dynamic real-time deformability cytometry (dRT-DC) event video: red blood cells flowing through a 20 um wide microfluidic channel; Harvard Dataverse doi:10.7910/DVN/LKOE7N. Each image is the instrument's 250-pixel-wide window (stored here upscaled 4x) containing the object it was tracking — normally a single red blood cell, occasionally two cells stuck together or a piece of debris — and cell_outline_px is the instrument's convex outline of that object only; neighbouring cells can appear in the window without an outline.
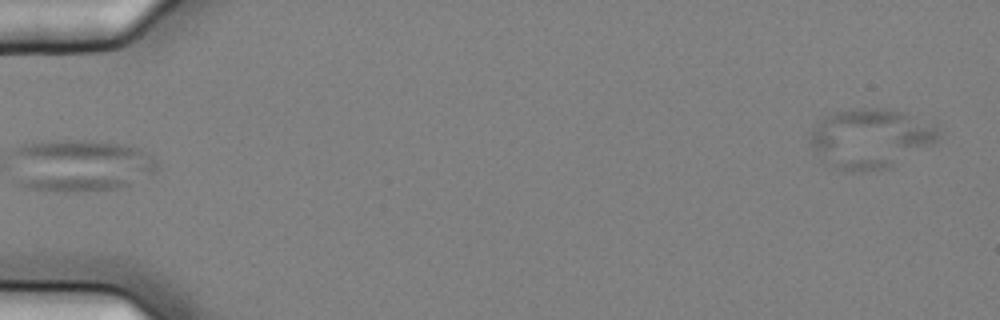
{"species": "common noctule bat (a hibernating species)", "species_latin": "Nyctalus noctula", "temperature_condition": "cold", "stored_images_in_passage": 31, "camera_frame_rate_fps": 3000, "um_per_image_px": 0.085, "animal": {"sex": "female", "body_mass_g": 25.1}, "frame": {"image": 1, "passage_image": 2, "time_ms": 0.333, "image_size_px": [1000, 320], "cell_outline_px": [[940, 132], [936, 140], [932, 144], [892, 168], [860, 172], [844, 172], [824, 164], [808, 140], [808, 136], [812, 128], [820, 120], [836, 112], [856, 108], [888, 108], [904, 112], [936, 124], [940, 128]], "centroid_in_image_um": [73.99, 11.78], "position_along_channel_um": 11.0, "area_um2": 45.26}}
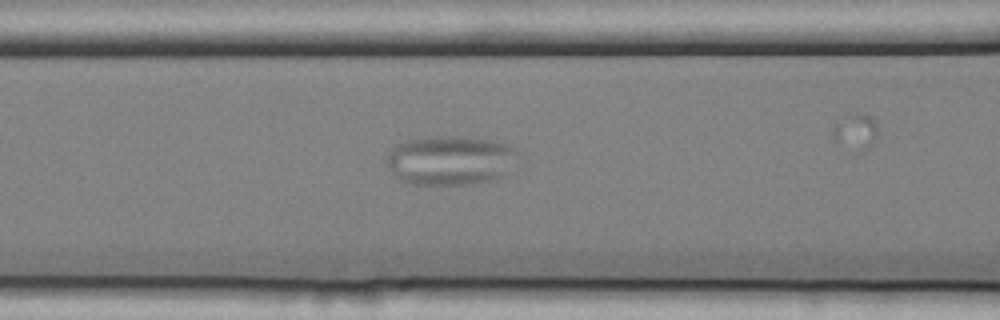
{"frame": {"image": 2, "passage_image": 24, "time_ms": 7.667, "image_size_px": [1000, 320], "cell_outline_px": [[520, 156], [504, 176], [496, 180], [472, 184], [408, 184], [400, 180], [396, 176], [384, 160], [392, 148], [396, 144], [408, 140], [452, 136], [456, 136], [488, 140], [508, 144], [516, 148], [520, 152]], "centroid_in_image_um": [38.33, 13.65], "position_along_channel_um": 128.3, "area_um2": 37.92}}
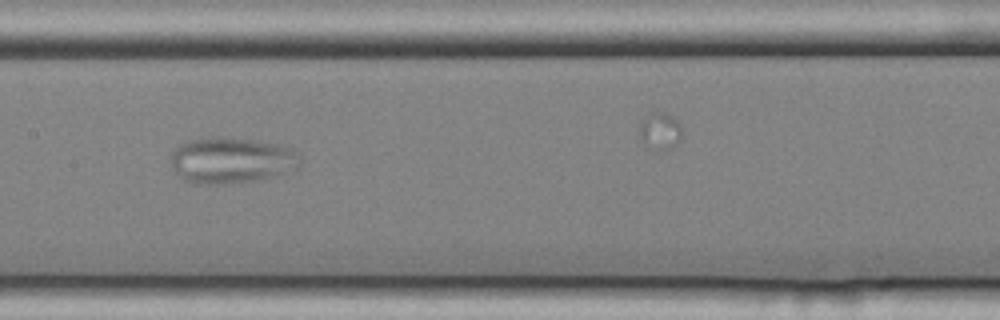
{"frame": {"image": 3, "passage_image": 29, "time_ms": 9.333, "image_size_px": [1000, 320], "cell_outline_px": [[300, 168], [252, 180], [216, 184], [196, 184], [184, 180], [176, 176], [172, 164], [172, 152], [180, 144], [188, 140], [212, 136], [216, 136], [260, 140], [280, 144], [292, 148], [300, 152]], "centroid_in_image_um": [19.67, 13.59], "position_along_channel_um": 187.7, "area_um2": 34.91}}